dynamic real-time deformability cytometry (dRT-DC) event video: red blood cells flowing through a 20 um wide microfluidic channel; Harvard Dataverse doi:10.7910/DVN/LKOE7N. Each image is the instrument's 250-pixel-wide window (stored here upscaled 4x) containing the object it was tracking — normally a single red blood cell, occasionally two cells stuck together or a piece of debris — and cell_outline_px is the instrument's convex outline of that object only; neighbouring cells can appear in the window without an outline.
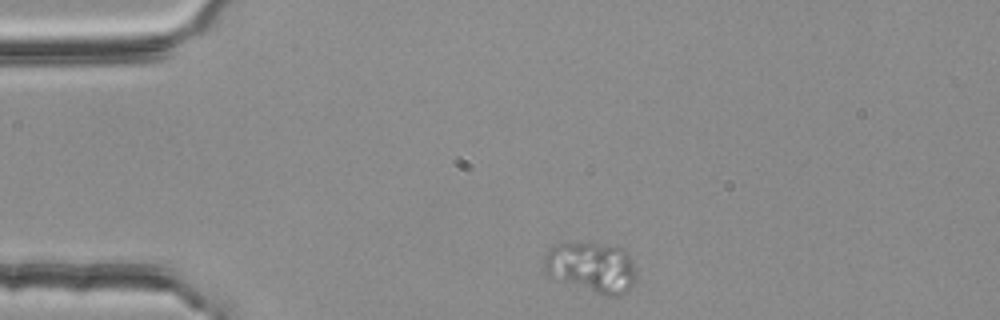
{"species": "common noctule bat (a hibernating species)", "species_latin": "Nyctalus noctula", "temperature_condition": "room temperature", "stored_images_in_passage": 2, "camera_frame_rate_fps": 3000, "um_per_image_px": 0.085, "animal": {"sex": "female", "body_mass_g": 25.1}, "frame": {"image": 1, "passage_image": 1, "time_ms": 0.0, "image_size_px": [1000, 320], "cell_outline_px": [[636, 276], [632, 284], [620, 296], [604, 296], [564, 280], [548, 272], [544, 268], [544, 256], [556, 244], [600, 244], [624, 248], [628, 252], [632, 260], [636, 272]], "centroid_in_image_um": [50.37, 22.71], "position_along_channel_um": 34.6, "area_um2": 26.18}}